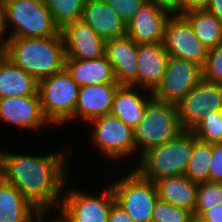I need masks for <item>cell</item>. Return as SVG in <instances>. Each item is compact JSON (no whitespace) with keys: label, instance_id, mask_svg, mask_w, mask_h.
Returning <instances> with one entry per match:
<instances>
[{"label":"cell","instance_id":"cell-43","mask_svg":"<svg viewBox=\"0 0 222 222\" xmlns=\"http://www.w3.org/2000/svg\"><path fill=\"white\" fill-rule=\"evenodd\" d=\"M221 132H222V111H221ZM221 142H222V133H221Z\"/></svg>","mask_w":222,"mask_h":222},{"label":"cell","instance_id":"cell-6","mask_svg":"<svg viewBox=\"0 0 222 222\" xmlns=\"http://www.w3.org/2000/svg\"><path fill=\"white\" fill-rule=\"evenodd\" d=\"M79 89L65 68L38 81L41 109L50 124L74 119Z\"/></svg>","mask_w":222,"mask_h":222},{"label":"cell","instance_id":"cell-4","mask_svg":"<svg viewBox=\"0 0 222 222\" xmlns=\"http://www.w3.org/2000/svg\"><path fill=\"white\" fill-rule=\"evenodd\" d=\"M0 5L5 29L8 24L15 26L8 38H45L60 34L44 0H0Z\"/></svg>","mask_w":222,"mask_h":222},{"label":"cell","instance_id":"cell-26","mask_svg":"<svg viewBox=\"0 0 222 222\" xmlns=\"http://www.w3.org/2000/svg\"><path fill=\"white\" fill-rule=\"evenodd\" d=\"M212 157V143L195 137L193 139L192 156L184 175L196 184L209 181V163Z\"/></svg>","mask_w":222,"mask_h":222},{"label":"cell","instance_id":"cell-38","mask_svg":"<svg viewBox=\"0 0 222 222\" xmlns=\"http://www.w3.org/2000/svg\"><path fill=\"white\" fill-rule=\"evenodd\" d=\"M205 10L216 16L222 23V0H209Z\"/></svg>","mask_w":222,"mask_h":222},{"label":"cell","instance_id":"cell-21","mask_svg":"<svg viewBox=\"0 0 222 222\" xmlns=\"http://www.w3.org/2000/svg\"><path fill=\"white\" fill-rule=\"evenodd\" d=\"M65 69L79 87L117 83L112 65L106 56L88 60L66 58Z\"/></svg>","mask_w":222,"mask_h":222},{"label":"cell","instance_id":"cell-34","mask_svg":"<svg viewBox=\"0 0 222 222\" xmlns=\"http://www.w3.org/2000/svg\"><path fill=\"white\" fill-rule=\"evenodd\" d=\"M209 0H177L175 14L184 15L188 12L203 10L207 7Z\"/></svg>","mask_w":222,"mask_h":222},{"label":"cell","instance_id":"cell-23","mask_svg":"<svg viewBox=\"0 0 222 222\" xmlns=\"http://www.w3.org/2000/svg\"><path fill=\"white\" fill-rule=\"evenodd\" d=\"M158 198L194 214L198 184L185 175L168 176L155 181Z\"/></svg>","mask_w":222,"mask_h":222},{"label":"cell","instance_id":"cell-39","mask_svg":"<svg viewBox=\"0 0 222 222\" xmlns=\"http://www.w3.org/2000/svg\"><path fill=\"white\" fill-rule=\"evenodd\" d=\"M148 3L159 5L163 8L168 9L171 12H175L177 0H145Z\"/></svg>","mask_w":222,"mask_h":222},{"label":"cell","instance_id":"cell-35","mask_svg":"<svg viewBox=\"0 0 222 222\" xmlns=\"http://www.w3.org/2000/svg\"><path fill=\"white\" fill-rule=\"evenodd\" d=\"M107 222H135L128 213L114 203L110 209Z\"/></svg>","mask_w":222,"mask_h":222},{"label":"cell","instance_id":"cell-31","mask_svg":"<svg viewBox=\"0 0 222 222\" xmlns=\"http://www.w3.org/2000/svg\"><path fill=\"white\" fill-rule=\"evenodd\" d=\"M202 79L222 84V43L208 50L205 64L202 67Z\"/></svg>","mask_w":222,"mask_h":222},{"label":"cell","instance_id":"cell-10","mask_svg":"<svg viewBox=\"0 0 222 222\" xmlns=\"http://www.w3.org/2000/svg\"><path fill=\"white\" fill-rule=\"evenodd\" d=\"M184 131H192L209 113L222 111V84L202 79L177 105Z\"/></svg>","mask_w":222,"mask_h":222},{"label":"cell","instance_id":"cell-7","mask_svg":"<svg viewBox=\"0 0 222 222\" xmlns=\"http://www.w3.org/2000/svg\"><path fill=\"white\" fill-rule=\"evenodd\" d=\"M109 186L115 203L135 222H152L153 209L158 200V191L154 181L144 178L135 169Z\"/></svg>","mask_w":222,"mask_h":222},{"label":"cell","instance_id":"cell-37","mask_svg":"<svg viewBox=\"0 0 222 222\" xmlns=\"http://www.w3.org/2000/svg\"><path fill=\"white\" fill-rule=\"evenodd\" d=\"M5 32H6V29H5L3 10H2V7L0 5V59L7 56L8 38L4 42L1 41L3 39L2 35H4Z\"/></svg>","mask_w":222,"mask_h":222},{"label":"cell","instance_id":"cell-17","mask_svg":"<svg viewBox=\"0 0 222 222\" xmlns=\"http://www.w3.org/2000/svg\"><path fill=\"white\" fill-rule=\"evenodd\" d=\"M118 86V83H103L80 87L74 118L80 116L90 122L95 118L109 115Z\"/></svg>","mask_w":222,"mask_h":222},{"label":"cell","instance_id":"cell-16","mask_svg":"<svg viewBox=\"0 0 222 222\" xmlns=\"http://www.w3.org/2000/svg\"><path fill=\"white\" fill-rule=\"evenodd\" d=\"M137 50L138 44L128 35L106 41L105 56L112 65L119 85H137Z\"/></svg>","mask_w":222,"mask_h":222},{"label":"cell","instance_id":"cell-18","mask_svg":"<svg viewBox=\"0 0 222 222\" xmlns=\"http://www.w3.org/2000/svg\"><path fill=\"white\" fill-rule=\"evenodd\" d=\"M169 54L163 43L138 45L137 85L153 92L161 83Z\"/></svg>","mask_w":222,"mask_h":222},{"label":"cell","instance_id":"cell-1","mask_svg":"<svg viewBox=\"0 0 222 222\" xmlns=\"http://www.w3.org/2000/svg\"><path fill=\"white\" fill-rule=\"evenodd\" d=\"M69 154L70 151L46 156L3 152L2 179L14 185L45 215L48 208L53 207L64 193L65 164Z\"/></svg>","mask_w":222,"mask_h":222},{"label":"cell","instance_id":"cell-25","mask_svg":"<svg viewBox=\"0 0 222 222\" xmlns=\"http://www.w3.org/2000/svg\"><path fill=\"white\" fill-rule=\"evenodd\" d=\"M191 24L195 36L208 50L222 43V23L205 9L183 15Z\"/></svg>","mask_w":222,"mask_h":222},{"label":"cell","instance_id":"cell-42","mask_svg":"<svg viewBox=\"0 0 222 222\" xmlns=\"http://www.w3.org/2000/svg\"><path fill=\"white\" fill-rule=\"evenodd\" d=\"M45 215L39 219L37 222H43ZM53 222H61L59 219H54Z\"/></svg>","mask_w":222,"mask_h":222},{"label":"cell","instance_id":"cell-11","mask_svg":"<svg viewBox=\"0 0 222 222\" xmlns=\"http://www.w3.org/2000/svg\"><path fill=\"white\" fill-rule=\"evenodd\" d=\"M163 44L169 56L204 66L208 49L195 36L191 24L183 15L172 13L166 21Z\"/></svg>","mask_w":222,"mask_h":222},{"label":"cell","instance_id":"cell-20","mask_svg":"<svg viewBox=\"0 0 222 222\" xmlns=\"http://www.w3.org/2000/svg\"><path fill=\"white\" fill-rule=\"evenodd\" d=\"M43 216L14 185L0 179V222H37Z\"/></svg>","mask_w":222,"mask_h":222},{"label":"cell","instance_id":"cell-13","mask_svg":"<svg viewBox=\"0 0 222 222\" xmlns=\"http://www.w3.org/2000/svg\"><path fill=\"white\" fill-rule=\"evenodd\" d=\"M66 58L88 60L105 56L106 40L101 38L83 19L60 29Z\"/></svg>","mask_w":222,"mask_h":222},{"label":"cell","instance_id":"cell-22","mask_svg":"<svg viewBox=\"0 0 222 222\" xmlns=\"http://www.w3.org/2000/svg\"><path fill=\"white\" fill-rule=\"evenodd\" d=\"M38 94V81L7 56L0 59V99Z\"/></svg>","mask_w":222,"mask_h":222},{"label":"cell","instance_id":"cell-3","mask_svg":"<svg viewBox=\"0 0 222 222\" xmlns=\"http://www.w3.org/2000/svg\"><path fill=\"white\" fill-rule=\"evenodd\" d=\"M195 137L191 131H183L175 139L149 149L139 158V166L135 169L154 182L168 176L184 175Z\"/></svg>","mask_w":222,"mask_h":222},{"label":"cell","instance_id":"cell-41","mask_svg":"<svg viewBox=\"0 0 222 222\" xmlns=\"http://www.w3.org/2000/svg\"><path fill=\"white\" fill-rule=\"evenodd\" d=\"M2 155L3 151H0V179H2Z\"/></svg>","mask_w":222,"mask_h":222},{"label":"cell","instance_id":"cell-24","mask_svg":"<svg viewBox=\"0 0 222 222\" xmlns=\"http://www.w3.org/2000/svg\"><path fill=\"white\" fill-rule=\"evenodd\" d=\"M133 85H119L114 96L111 115L118 117L131 128H135L142 120L147 103L152 99L143 98L138 92L135 93Z\"/></svg>","mask_w":222,"mask_h":222},{"label":"cell","instance_id":"cell-12","mask_svg":"<svg viewBox=\"0 0 222 222\" xmlns=\"http://www.w3.org/2000/svg\"><path fill=\"white\" fill-rule=\"evenodd\" d=\"M92 139L103 155L118 159L136 149L134 129L111 114L95 118Z\"/></svg>","mask_w":222,"mask_h":222},{"label":"cell","instance_id":"cell-15","mask_svg":"<svg viewBox=\"0 0 222 222\" xmlns=\"http://www.w3.org/2000/svg\"><path fill=\"white\" fill-rule=\"evenodd\" d=\"M0 120L33 130L49 123L43 115L39 95L1 98Z\"/></svg>","mask_w":222,"mask_h":222},{"label":"cell","instance_id":"cell-30","mask_svg":"<svg viewBox=\"0 0 222 222\" xmlns=\"http://www.w3.org/2000/svg\"><path fill=\"white\" fill-rule=\"evenodd\" d=\"M194 214L158 198L152 215V222H190Z\"/></svg>","mask_w":222,"mask_h":222},{"label":"cell","instance_id":"cell-32","mask_svg":"<svg viewBox=\"0 0 222 222\" xmlns=\"http://www.w3.org/2000/svg\"><path fill=\"white\" fill-rule=\"evenodd\" d=\"M127 24L146 2L145 0H103Z\"/></svg>","mask_w":222,"mask_h":222},{"label":"cell","instance_id":"cell-2","mask_svg":"<svg viewBox=\"0 0 222 222\" xmlns=\"http://www.w3.org/2000/svg\"><path fill=\"white\" fill-rule=\"evenodd\" d=\"M7 57L37 81L65 68L61 34L45 38H8Z\"/></svg>","mask_w":222,"mask_h":222},{"label":"cell","instance_id":"cell-33","mask_svg":"<svg viewBox=\"0 0 222 222\" xmlns=\"http://www.w3.org/2000/svg\"><path fill=\"white\" fill-rule=\"evenodd\" d=\"M208 170L210 182H222V142L212 143V157Z\"/></svg>","mask_w":222,"mask_h":222},{"label":"cell","instance_id":"cell-9","mask_svg":"<svg viewBox=\"0 0 222 222\" xmlns=\"http://www.w3.org/2000/svg\"><path fill=\"white\" fill-rule=\"evenodd\" d=\"M61 204V222H107L115 198L111 187H107L101 196H92L80 190H67Z\"/></svg>","mask_w":222,"mask_h":222},{"label":"cell","instance_id":"cell-28","mask_svg":"<svg viewBox=\"0 0 222 222\" xmlns=\"http://www.w3.org/2000/svg\"><path fill=\"white\" fill-rule=\"evenodd\" d=\"M222 204V182L198 184L194 215L201 216L206 210Z\"/></svg>","mask_w":222,"mask_h":222},{"label":"cell","instance_id":"cell-36","mask_svg":"<svg viewBox=\"0 0 222 222\" xmlns=\"http://www.w3.org/2000/svg\"><path fill=\"white\" fill-rule=\"evenodd\" d=\"M201 217L208 222H222V204L206 210Z\"/></svg>","mask_w":222,"mask_h":222},{"label":"cell","instance_id":"cell-14","mask_svg":"<svg viewBox=\"0 0 222 222\" xmlns=\"http://www.w3.org/2000/svg\"><path fill=\"white\" fill-rule=\"evenodd\" d=\"M173 12L145 2L126 24L127 35L138 45L163 43L165 24Z\"/></svg>","mask_w":222,"mask_h":222},{"label":"cell","instance_id":"cell-40","mask_svg":"<svg viewBox=\"0 0 222 222\" xmlns=\"http://www.w3.org/2000/svg\"><path fill=\"white\" fill-rule=\"evenodd\" d=\"M190 222H208L199 215H193Z\"/></svg>","mask_w":222,"mask_h":222},{"label":"cell","instance_id":"cell-27","mask_svg":"<svg viewBox=\"0 0 222 222\" xmlns=\"http://www.w3.org/2000/svg\"><path fill=\"white\" fill-rule=\"evenodd\" d=\"M54 23L61 29L66 24L82 19L86 0H44Z\"/></svg>","mask_w":222,"mask_h":222},{"label":"cell","instance_id":"cell-19","mask_svg":"<svg viewBox=\"0 0 222 222\" xmlns=\"http://www.w3.org/2000/svg\"><path fill=\"white\" fill-rule=\"evenodd\" d=\"M82 19L104 40L127 35V25L103 0H86Z\"/></svg>","mask_w":222,"mask_h":222},{"label":"cell","instance_id":"cell-29","mask_svg":"<svg viewBox=\"0 0 222 222\" xmlns=\"http://www.w3.org/2000/svg\"><path fill=\"white\" fill-rule=\"evenodd\" d=\"M191 132L202 141L221 142V111L206 115Z\"/></svg>","mask_w":222,"mask_h":222},{"label":"cell","instance_id":"cell-5","mask_svg":"<svg viewBox=\"0 0 222 222\" xmlns=\"http://www.w3.org/2000/svg\"><path fill=\"white\" fill-rule=\"evenodd\" d=\"M183 131L176 105L152 97L141 122L134 128L136 149L140 147L142 150L141 157L149 149L175 139Z\"/></svg>","mask_w":222,"mask_h":222},{"label":"cell","instance_id":"cell-8","mask_svg":"<svg viewBox=\"0 0 222 222\" xmlns=\"http://www.w3.org/2000/svg\"><path fill=\"white\" fill-rule=\"evenodd\" d=\"M201 80V66L169 56L163 79L152 96L158 101L177 105Z\"/></svg>","mask_w":222,"mask_h":222}]
</instances>
